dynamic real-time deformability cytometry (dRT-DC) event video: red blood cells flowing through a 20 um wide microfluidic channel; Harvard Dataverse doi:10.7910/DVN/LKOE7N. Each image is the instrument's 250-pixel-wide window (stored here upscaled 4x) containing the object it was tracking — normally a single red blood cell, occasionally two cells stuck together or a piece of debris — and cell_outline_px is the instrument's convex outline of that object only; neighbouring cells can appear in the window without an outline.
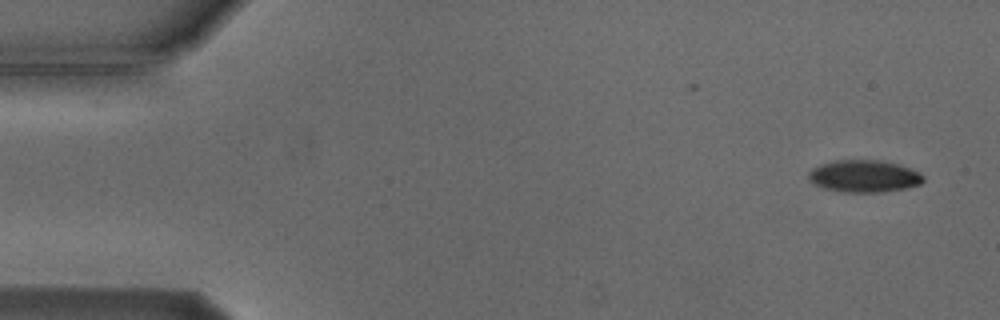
{"species": "Egyptian fruit bat (a non-hibernating species)", "species_latin": "Rousettus aegyptiacus", "temperature_condition": "cold", "stored_images_in_passage": 2, "camera_frame_rate_fps": 3000, "um_per_image_px": 0.085, "animal": {"sex": "male"}, "frame": {"image": 1, "passage_image": 2, "time_ms": 1.333, "image_size_px": [1000, 320], "cell_outline_px": [[924, 180], [920, 184], [904, 188], [884, 192], [844, 192], [824, 188], [816, 184], [808, 176], [808, 172], [812, 168], [820, 164], [836, 160], [880, 160], [896, 164], [908, 168], [924, 176]], "centroid_in_image_um": [73.43, 14.97], "position_along_channel_um": 11.6, "area_um2": 21.21}}